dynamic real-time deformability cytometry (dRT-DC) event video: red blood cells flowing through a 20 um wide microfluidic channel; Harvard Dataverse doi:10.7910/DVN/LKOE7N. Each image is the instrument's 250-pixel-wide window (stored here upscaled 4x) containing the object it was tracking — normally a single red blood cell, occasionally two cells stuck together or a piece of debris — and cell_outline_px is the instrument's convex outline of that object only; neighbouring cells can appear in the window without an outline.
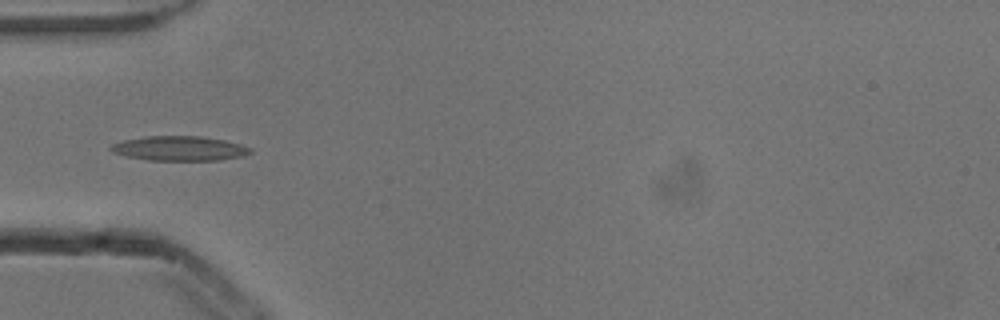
{"species": "common noctule bat (a hibernating species)", "species_latin": "Nyctalus noctula", "temperature_condition": "cold", "stored_images_in_passage": 4, "camera_frame_rate_fps": 3000, "um_per_image_px": 0.085, "animal": {"sex": "male", "body_mass_g": 13.3}, "frame": {"image": 1, "passage_image": 3, "time_ms": 0.667, "image_size_px": [1000, 320], "cell_outline_px": [[252, 152], [244, 156], [220, 160], [148, 160], [128, 156], [112, 152], [108, 148], [112, 144], [124, 140], [144, 136], [200, 136], [224, 140], [240, 144], [252, 148]], "centroid_in_image_um": [15.27, 12.61], "position_along_channel_um": 69.7, "area_um2": 20.0}}
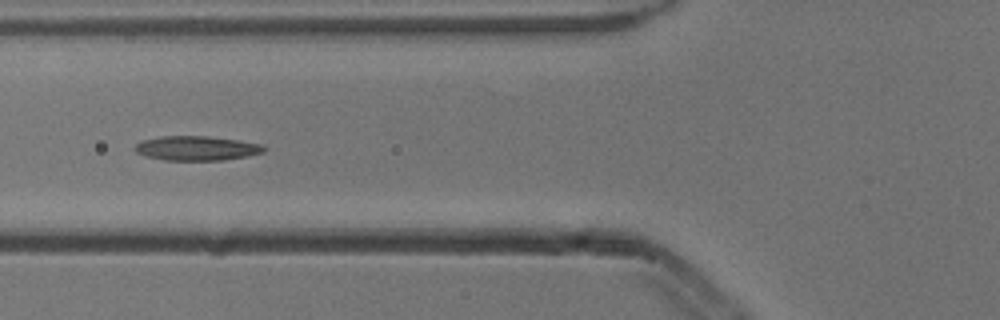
{"frame": {"image": 2, "passage_image": 4, "time_ms": 1.0, "image_size_px": [1000, 320], "cell_outline_px": [[268, 148], [264, 152], [248, 156], [224, 160], [164, 160], [144, 156], [136, 152], [132, 148], [140, 140], [160, 136], [208, 136], [264, 144]], "centroid_in_image_um": [16.7, 12.6], "position_along_channel_um": 109.1, "area_um2": 18.67}}